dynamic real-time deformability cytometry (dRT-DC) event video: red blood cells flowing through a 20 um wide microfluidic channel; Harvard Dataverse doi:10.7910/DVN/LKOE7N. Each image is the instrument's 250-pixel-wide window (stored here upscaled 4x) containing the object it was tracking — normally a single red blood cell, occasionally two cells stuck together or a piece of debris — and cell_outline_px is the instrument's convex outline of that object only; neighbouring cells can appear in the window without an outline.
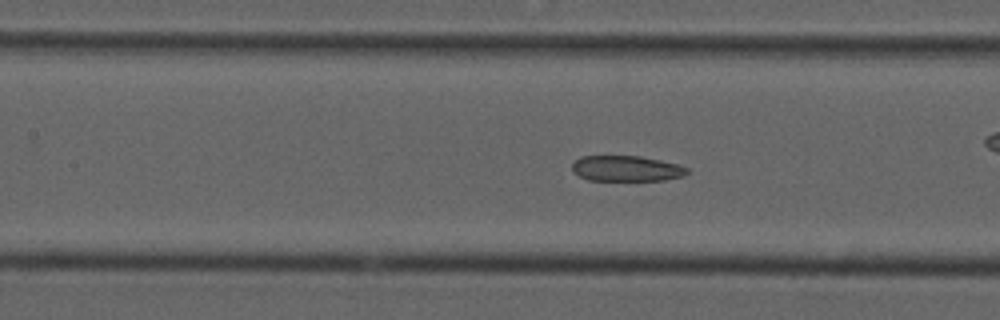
{"species": "common noctule bat (a hibernating species)", "species_latin": "Nyctalus noctula", "temperature_condition": "cold", "stored_images_in_passage": 55, "camera_frame_rate_fps": 3000, "um_per_image_px": 0.085, "animal": {"sex": "male", "forearm_length_mm": 52.5}, "frame": {"image": 1, "passage_image": 24, "time_ms": 7.667, "image_size_px": [1000, 320], "cell_outline_px": [[692, 172], [684, 176], [664, 180], [588, 180], [572, 172], [572, 164], [580, 156], [640, 156], [660, 160], [676, 164], [688, 168]], "centroid_in_image_um": [53.26, 14.32], "position_along_channel_um": 154.1, "area_um2": 17.22}}
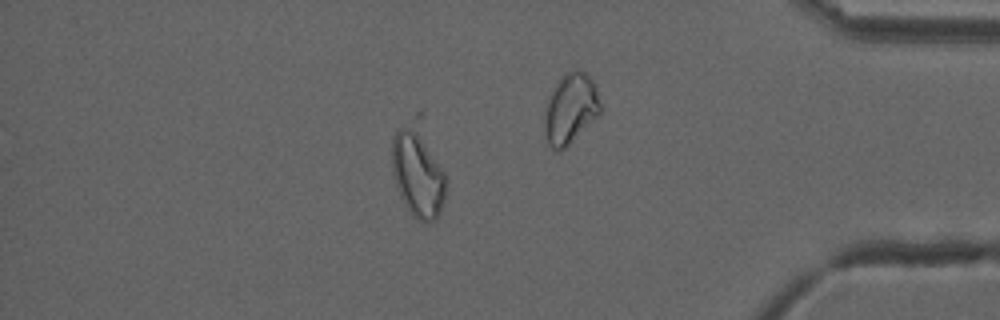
{"frame": {"image": 2, "passage_image": 47, "time_ms": 15.333, "image_size_px": [1000, 320], "cell_outline_px": [[448, 180], [444, 200], [440, 212], [436, 220], [428, 224], [412, 216], [404, 204], [396, 188], [392, 172], [392, 136], [400, 128], [412, 128], [416, 132], [444, 172]], "centroid_in_image_um": [35.5, 14.96], "position_along_channel_um": 399.7, "area_um2": 26.3}, "authors_computed_cell_mechanics": {"area_um2": 21.5594, "velocity_mm_per_s": 3.7144, "shape_relaxation_time_tau1_ms": null, "shape_relaxation_time_tau2_ms": 3.4418, "deformation_change_tau1": null, "deformation_change_tau2": 0.1057}}